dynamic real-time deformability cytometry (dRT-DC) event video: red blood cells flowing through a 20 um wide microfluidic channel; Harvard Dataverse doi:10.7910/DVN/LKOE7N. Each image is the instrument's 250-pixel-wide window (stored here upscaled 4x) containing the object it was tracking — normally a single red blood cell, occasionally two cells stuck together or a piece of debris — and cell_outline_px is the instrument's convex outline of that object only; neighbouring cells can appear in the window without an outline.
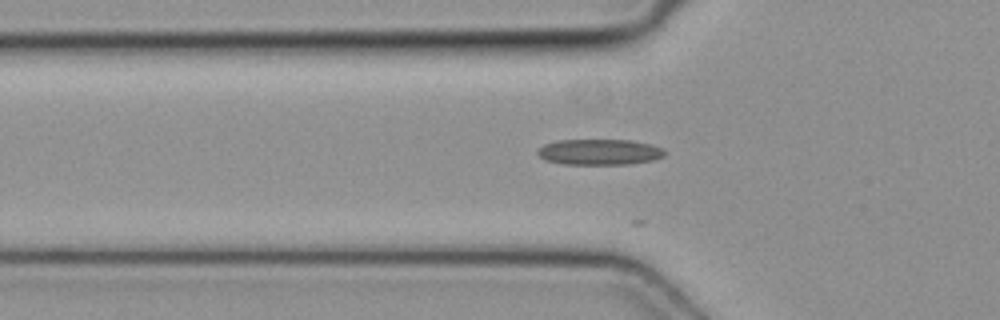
{"species": "common noctule bat (a hibernating species)", "species_latin": "Nyctalus noctula", "temperature_condition": "cold", "stored_images_in_passage": 24, "camera_frame_rate_fps": 3000, "um_per_image_px": 0.085, "animal": {"sex": "female", "body_mass_g": 19.3, "forearm_length_mm": 54.1}, "frame": {"image": 1, "passage_image": 16, "time_ms": 5.0, "image_size_px": [1000, 320], "cell_outline_px": [[664, 156], [652, 160], [628, 164], [564, 164], [544, 160], [536, 152], [544, 144], [556, 140], [628, 140], [648, 144], [660, 148], [664, 152]], "centroid_in_image_um": [50.89, 12.92], "position_along_channel_um": 74.9, "area_um2": 18.84}}